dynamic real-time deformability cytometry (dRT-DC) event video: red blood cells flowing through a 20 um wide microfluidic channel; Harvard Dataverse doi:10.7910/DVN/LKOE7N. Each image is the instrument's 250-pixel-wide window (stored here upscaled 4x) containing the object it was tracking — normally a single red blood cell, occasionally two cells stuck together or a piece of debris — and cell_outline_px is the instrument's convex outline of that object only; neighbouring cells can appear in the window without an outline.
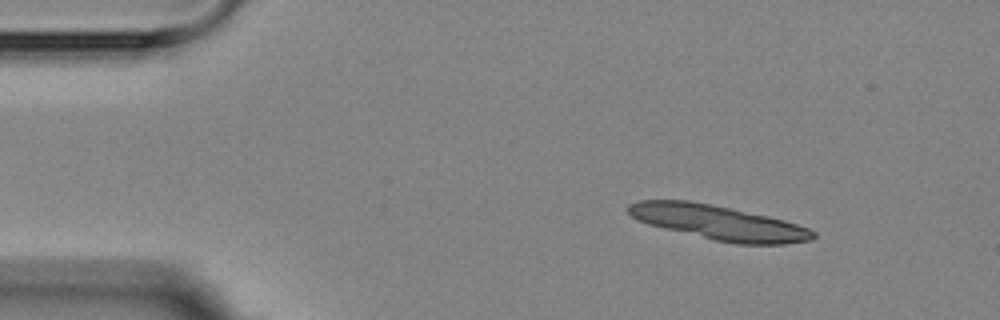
{"species": "Egyptian fruit bat (a non-hibernating species)", "species_latin": "Rousettus aegyptiacus", "temperature_condition": "room temperature", "stored_images_in_passage": 4, "camera_frame_rate_fps": 3000, "um_per_image_px": 0.085, "animal": {"sex": "female"}, "frame": {"image": 1, "passage_image": 1, "time_ms": 0.0, "image_size_px": [1000, 320], "cell_outline_px": [[816, 236], [812, 240], [784, 244], [736, 244], [716, 240], [664, 228], [648, 224], [636, 220], [628, 212], [628, 204], [640, 200], [688, 200], [712, 204], [768, 216], [784, 220], [808, 228], [816, 232]], "centroid_in_image_um": [61.08, 18.91], "position_along_channel_um": 23.9, "area_um2": 36.99}}
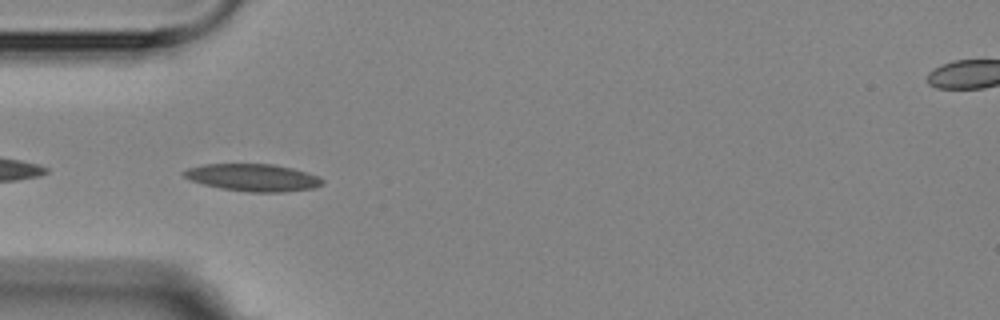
{"frame": {"image": 2, "passage_image": 3, "time_ms": 3.333, "image_size_px": [1000, 320], "cell_outline_px": [[324, 184], [312, 188], [280, 192], [248, 192], [220, 188], [204, 184], [192, 180], [184, 176], [180, 172], [188, 168], [204, 164], [272, 164], [292, 168], [316, 176], [324, 180]], "centroid_in_image_um": [21.47, 15.09], "position_along_channel_um": 63.5, "area_um2": 21.79}}
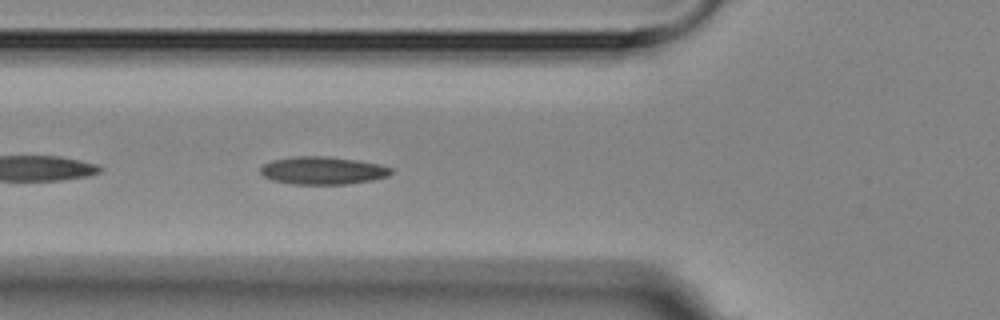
{"frame": {"image": 3, "passage_image": 4, "time_ms": 4.333, "image_size_px": [1000, 320], "cell_outline_px": [[392, 172], [388, 176], [372, 180], [348, 184], [292, 184], [272, 180], [264, 176], [260, 172], [260, 168], [264, 164], [272, 160], [292, 156], [328, 156], [356, 160], [380, 164], [392, 168]], "centroid_in_image_um": [27.43, 14.49], "position_along_channel_um": 98.4, "area_um2": 21.21}}